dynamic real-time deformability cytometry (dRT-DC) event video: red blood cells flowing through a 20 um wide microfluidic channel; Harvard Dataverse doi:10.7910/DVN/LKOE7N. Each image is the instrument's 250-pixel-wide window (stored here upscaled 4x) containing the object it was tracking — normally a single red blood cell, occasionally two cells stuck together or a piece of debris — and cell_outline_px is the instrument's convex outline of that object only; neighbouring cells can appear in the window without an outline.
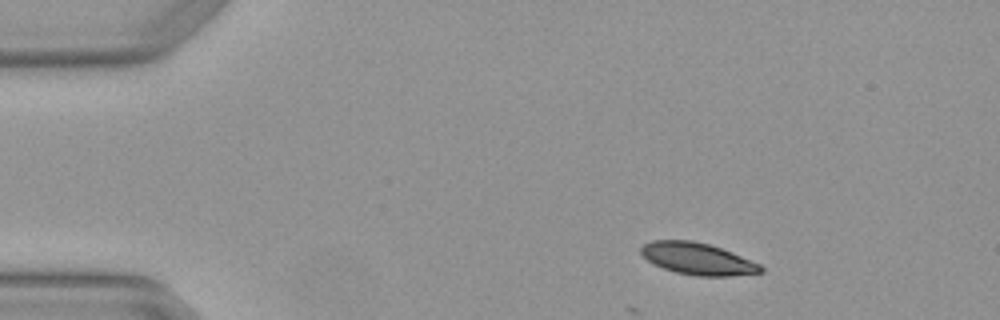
{"species": "Egyptian fruit bat (a non-hibernating species)", "species_latin": "Rousettus aegyptiacus", "temperature_condition": "warm", "stored_images_in_passage": 6, "camera_frame_rate_fps": 3000, "um_per_image_px": 0.085, "animal": {"sex": "female"}, "frame": {"image": 1, "passage_image": 1, "time_ms": 0.0, "image_size_px": [1000, 320], "cell_outline_px": [[764, 272], [732, 276], [696, 276], [676, 272], [652, 264], [640, 252], [640, 248], [644, 244], [652, 240], [692, 240], [708, 244], [732, 252], [760, 264], [764, 268]], "centroid_in_image_um": [59.3, 22.0], "position_along_channel_um": 25.7, "area_um2": 22.25}}